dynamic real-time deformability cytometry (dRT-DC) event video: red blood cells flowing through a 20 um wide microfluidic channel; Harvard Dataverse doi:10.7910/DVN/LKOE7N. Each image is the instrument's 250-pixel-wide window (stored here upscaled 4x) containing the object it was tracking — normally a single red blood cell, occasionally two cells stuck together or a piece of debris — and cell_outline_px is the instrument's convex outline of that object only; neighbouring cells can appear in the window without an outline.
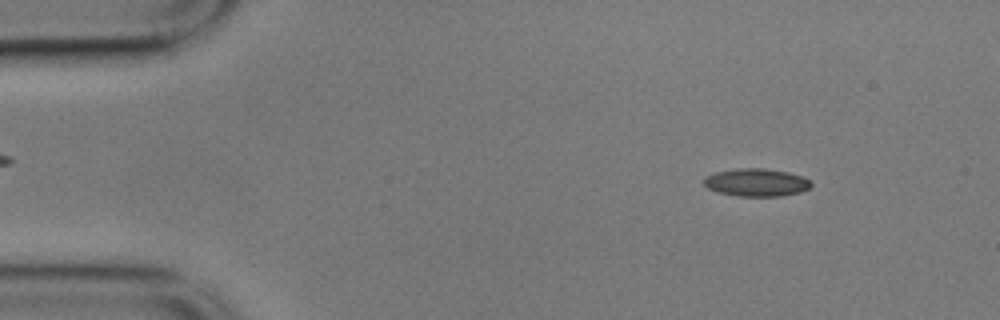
{"species": "common noctule bat (a hibernating species)", "species_latin": "Nyctalus noctula", "temperature_condition": "cold", "stored_images_in_passage": 14, "camera_frame_rate_fps": 3000, "um_per_image_px": 0.085, "animal": {"sex": "male", "body_mass_g": 17.9}, "frame": {"image": 1, "passage_image": 6, "time_ms": 1.667, "image_size_px": [1000, 320], "cell_outline_px": [[812, 184], [808, 188], [800, 192], [780, 196], [736, 196], [716, 192], [708, 188], [704, 184], [704, 176], [716, 172], [736, 168], [764, 168], [788, 172], [800, 176], [808, 180]], "centroid_in_image_um": [64.24, 15.51], "position_along_channel_um": 20.8, "area_um2": 17.34}}